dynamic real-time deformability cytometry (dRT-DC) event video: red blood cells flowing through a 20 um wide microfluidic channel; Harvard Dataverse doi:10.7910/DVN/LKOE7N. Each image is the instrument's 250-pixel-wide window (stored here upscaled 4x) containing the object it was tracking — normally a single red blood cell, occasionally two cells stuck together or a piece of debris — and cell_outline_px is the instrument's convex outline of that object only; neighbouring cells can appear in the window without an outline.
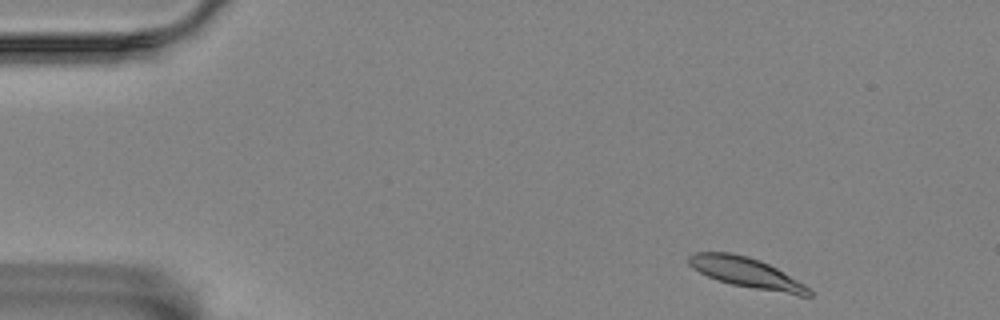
{"species": "Egyptian fruit bat (a non-hibernating species)", "species_latin": "Rousettus aegyptiacus", "temperature_condition": "room temperature", "stored_images_in_passage": 55, "segment_of_instrument_passage": [1, 2], "camera_frame_rate_fps": 3000, "um_per_image_px": 0.085, "animal": {"sex": "female"}, "frame": {"image": 1, "passage_image": 2, "time_ms": 0.333, "image_size_px": [1000, 320], "cell_outline_px": [[812, 296], [800, 296], [732, 284], [716, 280], [692, 268], [688, 264], [688, 256], [696, 252], [728, 252], [748, 256], [760, 260], [776, 268], [804, 284], [812, 292]], "centroid_in_image_um": [63.42, 23.17], "position_along_channel_um": 21.6, "area_um2": 20.92}}
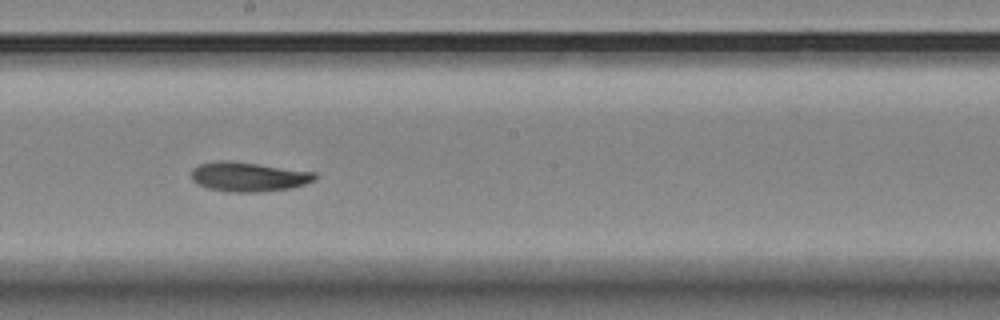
{"frame": {"image": 2, "passage_image": 28, "time_ms": 9.0, "image_size_px": [1000, 320], "cell_outline_px": [[316, 180], [292, 188], [260, 192], [228, 192], [208, 188], [196, 184], [192, 180], [192, 168], [200, 164], [220, 160], [228, 160], [316, 172]], "centroid_in_image_um": [21.11, 15.03], "position_along_channel_um": 227.1, "area_um2": 21.27}}
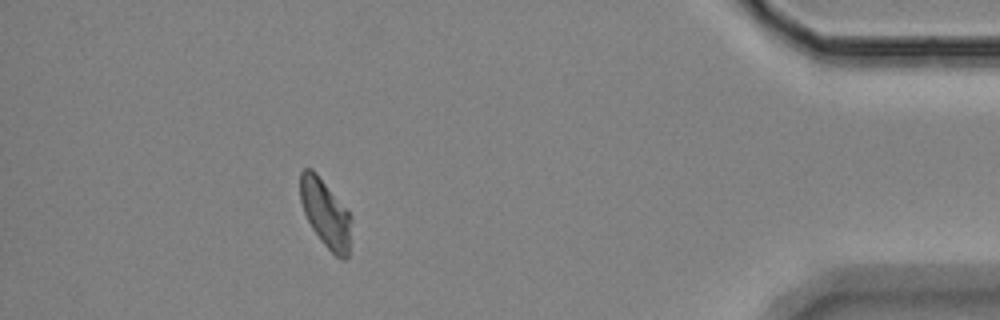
{"frame": {"image": 3, "passage_image": 48, "time_ms": 15.667, "image_size_px": [1000, 320], "cell_outline_px": [[352, 220], [348, 256], [344, 260], [336, 256], [320, 240], [312, 228], [304, 212], [300, 200], [300, 172], [304, 168], [312, 168], [316, 172], [352, 216]], "centroid_in_image_um": [27.67, 18.13], "position_along_channel_um": 407.5, "area_um2": 20.11}}